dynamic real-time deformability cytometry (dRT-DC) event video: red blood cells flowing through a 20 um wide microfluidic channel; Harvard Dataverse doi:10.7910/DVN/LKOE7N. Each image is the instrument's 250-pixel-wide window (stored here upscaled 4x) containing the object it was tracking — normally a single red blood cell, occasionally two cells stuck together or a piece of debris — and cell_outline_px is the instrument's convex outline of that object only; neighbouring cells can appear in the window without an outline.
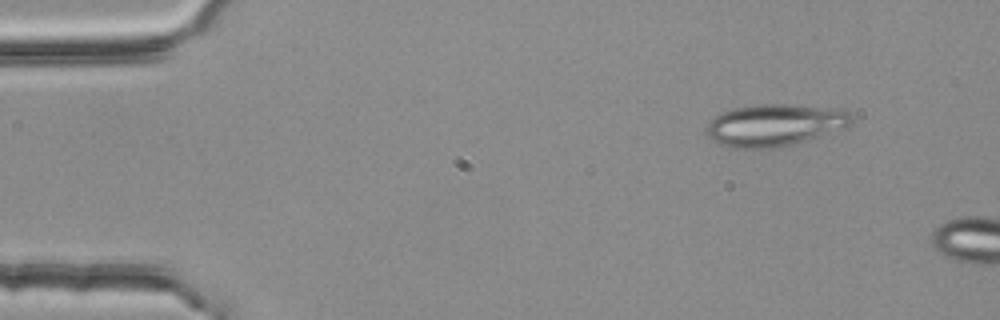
{"species": "common noctule bat (a hibernating species)", "species_latin": "Nyctalus noctula", "temperature_condition": "room temperature", "stored_images_in_passage": 3, "camera_frame_rate_fps": 3000, "um_per_image_px": 0.085, "animal": {"sex": "female", "body_mass_g": 25.1}, "frame": {"image": 1, "passage_image": 2, "time_ms": 0.333, "image_size_px": [1000, 320], "cell_outline_px": [[852, 124], [848, 128], [796, 144], [780, 148], [732, 148], [720, 144], [712, 140], [708, 136], [708, 124], [716, 116], [732, 108], [756, 104], [792, 104], [828, 108], [852, 112]], "centroid_in_image_um": [65.91, 10.64], "position_along_channel_um": 19.1, "area_um2": 35.84}}